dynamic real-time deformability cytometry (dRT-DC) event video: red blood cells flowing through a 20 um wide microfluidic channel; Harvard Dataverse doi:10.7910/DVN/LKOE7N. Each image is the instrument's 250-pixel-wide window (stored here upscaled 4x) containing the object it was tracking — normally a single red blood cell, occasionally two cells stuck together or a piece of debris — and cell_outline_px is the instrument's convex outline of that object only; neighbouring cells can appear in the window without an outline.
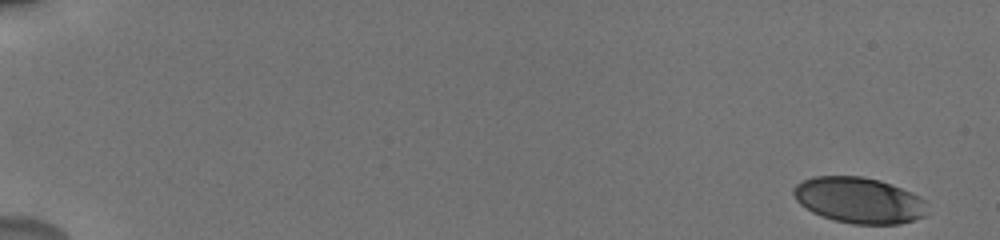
{"species": "human", "species_latin": "Homo sapiens", "temperature_condition": "cold", "stored_images_in_passage": 63, "camera_frame_rate_fps": 3000, "um_per_image_px": 0.085, "donor": {"sex": "male"}, "frame": {"image": 1, "passage_image": 1, "time_ms": 0.0, "image_size_px": [1000, 240], "cell_outline_px": [[928, 212], [924, 216], [916, 220], [900, 224], [852, 224], [820, 216], [812, 212], [800, 204], [796, 200], [792, 192], [792, 188], [796, 184], [812, 176], [860, 176], [880, 180], [892, 184], [912, 192], [928, 200]], "centroid_in_image_um": [73.06, 17.02], "position_along_channel_um": 11.9, "area_um2": 36.36}}
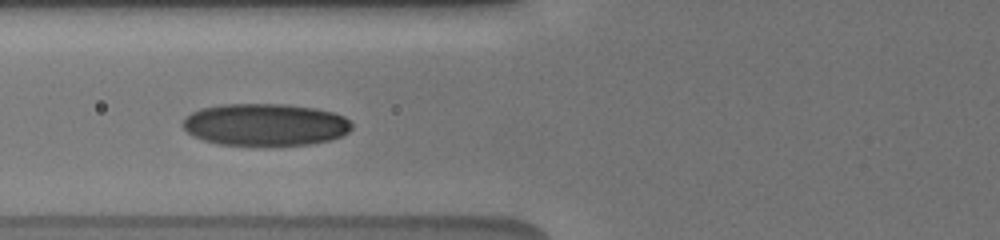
{"frame": {"image": 2, "passage_image": 33, "time_ms": 7.333, "image_size_px": [1000, 240], "cell_outline_px": [[352, 128], [348, 132], [332, 140], [308, 144], [272, 148], [264, 148], [220, 144], [204, 140], [192, 136], [184, 128], [184, 120], [192, 112], [200, 108], [224, 104], [284, 104], [316, 108], [332, 112], [344, 116], [352, 124]], "centroid_in_image_um": [22.56, 10.63], "position_along_channel_um": 103.2, "area_um2": 42.48}}
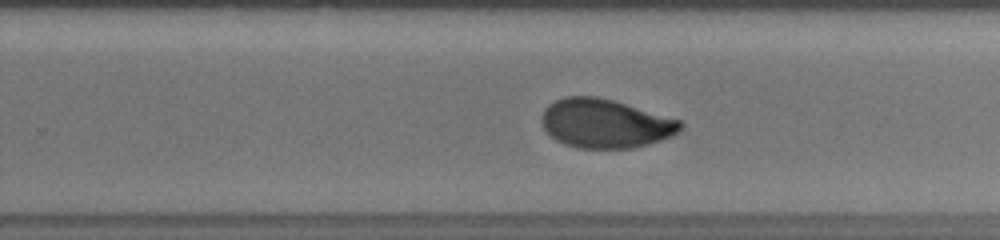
{"frame": {"image": 3, "passage_image": 52, "time_ms": 12.0, "image_size_px": [1000, 240], "cell_outline_px": [[684, 124], [680, 132], [672, 136], [648, 144], [632, 148], [576, 148], [564, 144], [556, 140], [544, 128], [540, 120], [544, 108], [548, 104], [564, 96], [596, 96], [612, 100], [680, 120]], "centroid_in_image_um": [51.43, 10.5], "position_along_channel_um": 278.4, "area_um2": 39.54}}